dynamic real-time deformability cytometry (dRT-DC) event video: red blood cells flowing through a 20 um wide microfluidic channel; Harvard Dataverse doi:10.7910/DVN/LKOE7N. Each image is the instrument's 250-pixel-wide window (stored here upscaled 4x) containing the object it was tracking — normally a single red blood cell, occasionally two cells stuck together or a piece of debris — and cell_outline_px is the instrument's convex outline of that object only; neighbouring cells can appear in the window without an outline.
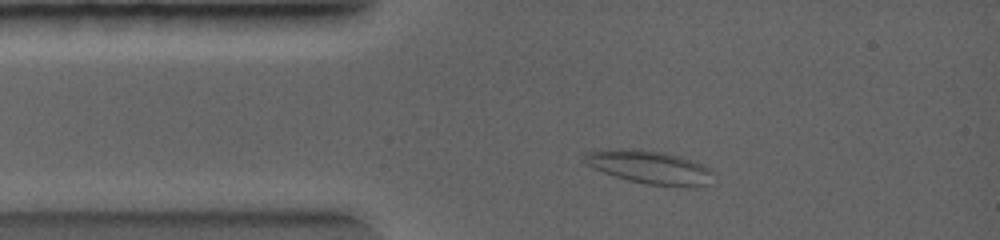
{"species": "common noctule bat (a hibernating species)", "species_latin": "Nyctalus noctula", "temperature_condition": "warm", "stored_images_in_passage": 4, "camera_frame_rate_fps": 5000, "um_per_image_px": 0.085, "animal": {"sex": "female", "body_mass_g": 19.0, "forearm_length_mm": 56.7}, "frame": {"image": 1, "passage_image": 2, "time_ms": 0.6, "image_size_px": [1000, 240], "cell_outline_px": [[708, 172], [700, 184], [644, 184], [628, 180], [604, 172], [588, 164], [584, 160], [584, 156], [588, 152], [608, 148], [640, 148], [664, 152], [680, 156], [704, 168]], "centroid_in_image_um": [54.94, 14.12], "position_along_channel_um": 30.1, "area_um2": 23.24}}